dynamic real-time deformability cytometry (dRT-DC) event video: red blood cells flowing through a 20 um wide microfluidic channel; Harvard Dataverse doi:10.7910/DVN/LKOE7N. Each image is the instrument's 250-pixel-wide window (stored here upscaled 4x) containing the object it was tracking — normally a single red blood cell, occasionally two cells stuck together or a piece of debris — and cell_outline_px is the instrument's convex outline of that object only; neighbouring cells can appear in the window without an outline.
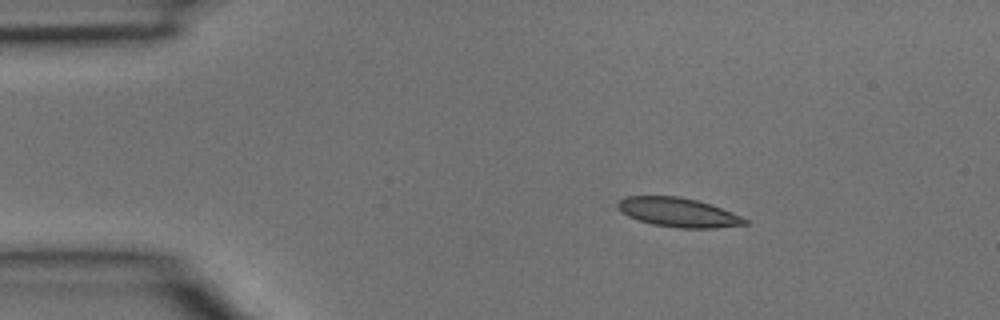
{"species": "common noctule bat (a hibernating species)", "species_latin": "Nyctalus noctula", "temperature_condition": "room temperature", "stored_images_in_passage": 22, "camera_frame_rate_fps": 3000, "um_per_image_px": 0.085, "animal": {"sex": "male", "body_mass_g": 15.6}, "frame": {"image": 1, "passage_image": 6, "time_ms": 1.667, "image_size_px": [1000, 320], "cell_outline_px": [[748, 224], [712, 228], [680, 228], [652, 224], [628, 216], [620, 212], [616, 208], [616, 204], [624, 196], [680, 196], [712, 204], [740, 216], [748, 220]], "centroid_in_image_um": [57.61, 18.04], "position_along_channel_um": 27.4, "area_um2": 21.62}}
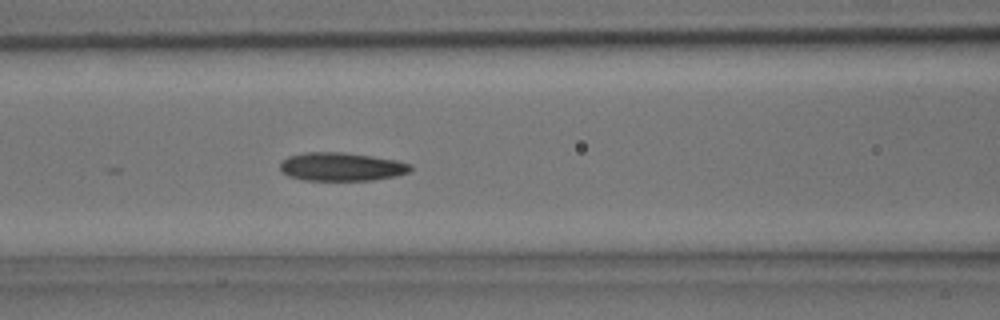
{"frame": {"image": 2, "passage_image": 16, "time_ms": 5.0, "image_size_px": [1000, 320], "cell_outline_px": [[412, 168], [408, 172], [392, 176], [372, 180], [304, 180], [288, 176], [280, 168], [280, 164], [288, 156], [304, 152], [344, 152], [372, 156], [396, 160], [412, 164]], "centroid_in_image_um": [29.01, 14.16], "position_along_channel_um": 137.6, "area_um2": 21.44}}
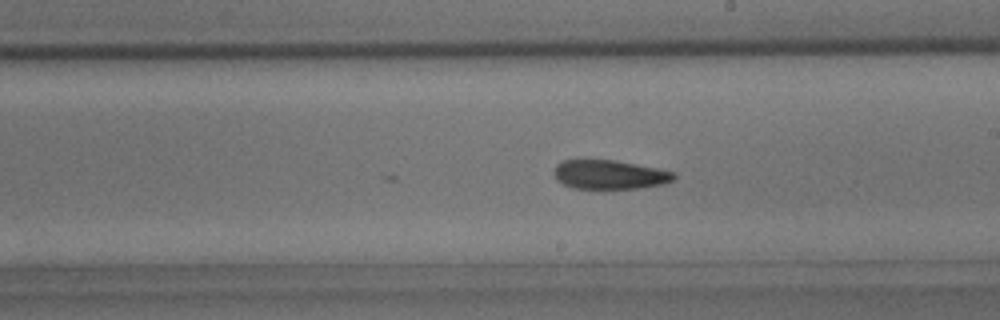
{"frame": {"image": 3, "passage_image": 22, "time_ms": 7.0, "image_size_px": [1000, 320], "cell_outline_px": [[676, 180], [664, 184], [640, 188], [600, 192], [572, 188], [556, 180], [556, 164], [564, 160], [612, 160], [656, 168], [676, 172]], "centroid_in_image_um": [51.85, 14.91], "position_along_channel_um": 237.2, "area_um2": 21.1}}